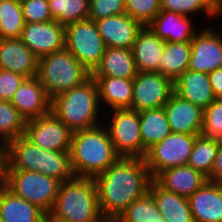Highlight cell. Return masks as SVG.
Returning <instances> with one entry per match:
<instances>
[{
  "mask_svg": "<svg viewBox=\"0 0 222 222\" xmlns=\"http://www.w3.org/2000/svg\"><path fill=\"white\" fill-rule=\"evenodd\" d=\"M205 137L219 138L222 134V99L216 98L203 110L202 133Z\"/></svg>",
  "mask_w": 222,
  "mask_h": 222,
  "instance_id": "37",
  "label": "cell"
},
{
  "mask_svg": "<svg viewBox=\"0 0 222 222\" xmlns=\"http://www.w3.org/2000/svg\"><path fill=\"white\" fill-rule=\"evenodd\" d=\"M165 41L161 40L148 26L138 32L132 52L137 72H159Z\"/></svg>",
  "mask_w": 222,
  "mask_h": 222,
  "instance_id": "21",
  "label": "cell"
},
{
  "mask_svg": "<svg viewBox=\"0 0 222 222\" xmlns=\"http://www.w3.org/2000/svg\"><path fill=\"white\" fill-rule=\"evenodd\" d=\"M167 120L173 133L200 135L203 126V109L173 93L164 105Z\"/></svg>",
  "mask_w": 222,
  "mask_h": 222,
  "instance_id": "17",
  "label": "cell"
},
{
  "mask_svg": "<svg viewBox=\"0 0 222 222\" xmlns=\"http://www.w3.org/2000/svg\"><path fill=\"white\" fill-rule=\"evenodd\" d=\"M190 55L191 41L165 42L161 55V74L174 82L188 69Z\"/></svg>",
  "mask_w": 222,
  "mask_h": 222,
  "instance_id": "29",
  "label": "cell"
},
{
  "mask_svg": "<svg viewBox=\"0 0 222 222\" xmlns=\"http://www.w3.org/2000/svg\"><path fill=\"white\" fill-rule=\"evenodd\" d=\"M142 146L148 150L172 131L164 107L139 112Z\"/></svg>",
  "mask_w": 222,
  "mask_h": 222,
  "instance_id": "28",
  "label": "cell"
},
{
  "mask_svg": "<svg viewBox=\"0 0 222 222\" xmlns=\"http://www.w3.org/2000/svg\"><path fill=\"white\" fill-rule=\"evenodd\" d=\"M209 4L219 17L222 16V0H209Z\"/></svg>",
  "mask_w": 222,
  "mask_h": 222,
  "instance_id": "44",
  "label": "cell"
},
{
  "mask_svg": "<svg viewBox=\"0 0 222 222\" xmlns=\"http://www.w3.org/2000/svg\"><path fill=\"white\" fill-rule=\"evenodd\" d=\"M208 77L215 97L222 99V68L210 72Z\"/></svg>",
  "mask_w": 222,
  "mask_h": 222,
  "instance_id": "41",
  "label": "cell"
},
{
  "mask_svg": "<svg viewBox=\"0 0 222 222\" xmlns=\"http://www.w3.org/2000/svg\"><path fill=\"white\" fill-rule=\"evenodd\" d=\"M52 19L61 25H68L88 19L89 0H48Z\"/></svg>",
  "mask_w": 222,
  "mask_h": 222,
  "instance_id": "32",
  "label": "cell"
},
{
  "mask_svg": "<svg viewBox=\"0 0 222 222\" xmlns=\"http://www.w3.org/2000/svg\"><path fill=\"white\" fill-rule=\"evenodd\" d=\"M174 93L173 81L159 72H137L133 78L131 109L143 111L164 107Z\"/></svg>",
  "mask_w": 222,
  "mask_h": 222,
  "instance_id": "11",
  "label": "cell"
},
{
  "mask_svg": "<svg viewBox=\"0 0 222 222\" xmlns=\"http://www.w3.org/2000/svg\"><path fill=\"white\" fill-rule=\"evenodd\" d=\"M114 222H165V219L148 192L135 200Z\"/></svg>",
  "mask_w": 222,
  "mask_h": 222,
  "instance_id": "33",
  "label": "cell"
},
{
  "mask_svg": "<svg viewBox=\"0 0 222 222\" xmlns=\"http://www.w3.org/2000/svg\"><path fill=\"white\" fill-rule=\"evenodd\" d=\"M100 107L97 83L92 76L51 99V112L72 132L103 124L101 116L105 111L102 113Z\"/></svg>",
  "mask_w": 222,
  "mask_h": 222,
  "instance_id": "3",
  "label": "cell"
},
{
  "mask_svg": "<svg viewBox=\"0 0 222 222\" xmlns=\"http://www.w3.org/2000/svg\"><path fill=\"white\" fill-rule=\"evenodd\" d=\"M161 10L173 11L184 16L192 17L194 14L204 12L207 18H218L219 16L213 11L209 0H161Z\"/></svg>",
  "mask_w": 222,
  "mask_h": 222,
  "instance_id": "35",
  "label": "cell"
},
{
  "mask_svg": "<svg viewBox=\"0 0 222 222\" xmlns=\"http://www.w3.org/2000/svg\"><path fill=\"white\" fill-rule=\"evenodd\" d=\"M25 79L26 77L19 73L0 69V101L11 102Z\"/></svg>",
  "mask_w": 222,
  "mask_h": 222,
  "instance_id": "40",
  "label": "cell"
},
{
  "mask_svg": "<svg viewBox=\"0 0 222 222\" xmlns=\"http://www.w3.org/2000/svg\"><path fill=\"white\" fill-rule=\"evenodd\" d=\"M3 148L7 170L37 171L56 178L61 183L74 176L70 165V151L42 149L24 135L8 141Z\"/></svg>",
  "mask_w": 222,
  "mask_h": 222,
  "instance_id": "4",
  "label": "cell"
},
{
  "mask_svg": "<svg viewBox=\"0 0 222 222\" xmlns=\"http://www.w3.org/2000/svg\"><path fill=\"white\" fill-rule=\"evenodd\" d=\"M91 73L64 47L38 60L37 77L52 99L82 84Z\"/></svg>",
  "mask_w": 222,
  "mask_h": 222,
  "instance_id": "6",
  "label": "cell"
},
{
  "mask_svg": "<svg viewBox=\"0 0 222 222\" xmlns=\"http://www.w3.org/2000/svg\"><path fill=\"white\" fill-rule=\"evenodd\" d=\"M218 142H219V144L222 145V134L219 136V138H218Z\"/></svg>",
  "mask_w": 222,
  "mask_h": 222,
  "instance_id": "46",
  "label": "cell"
},
{
  "mask_svg": "<svg viewBox=\"0 0 222 222\" xmlns=\"http://www.w3.org/2000/svg\"><path fill=\"white\" fill-rule=\"evenodd\" d=\"M93 78L97 83L101 107H108V110L124 108L131 109L133 95V79L116 77Z\"/></svg>",
  "mask_w": 222,
  "mask_h": 222,
  "instance_id": "27",
  "label": "cell"
},
{
  "mask_svg": "<svg viewBox=\"0 0 222 222\" xmlns=\"http://www.w3.org/2000/svg\"><path fill=\"white\" fill-rule=\"evenodd\" d=\"M25 23L48 22L53 20L48 0H20Z\"/></svg>",
  "mask_w": 222,
  "mask_h": 222,
  "instance_id": "39",
  "label": "cell"
},
{
  "mask_svg": "<svg viewBox=\"0 0 222 222\" xmlns=\"http://www.w3.org/2000/svg\"><path fill=\"white\" fill-rule=\"evenodd\" d=\"M119 158L104 124L72 133L70 165L74 176L94 178Z\"/></svg>",
  "mask_w": 222,
  "mask_h": 222,
  "instance_id": "2",
  "label": "cell"
},
{
  "mask_svg": "<svg viewBox=\"0 0 222 222\" xmlns=\"http://www.w3.org/2000/svg\"><path fill=\"white\" fill-rule=\"evenodd\" d=\"M219 147L217 138L197 135L188 166L201 172L211 182V170Z\"/></svg>",
  "mask_w": 222,
  "mask_h": 222,
  "instance_id": "30",
  "label": "cell"
},
{
  "mask_svg": "<svg viewBox=\"0 0 222 222\" xmlns=\"http://www.w3.org/2000/svg\"><path fill=\"white\" fill-rule=\"evenodd\" d=\"M7 162L3 146L0 147V192L6 187Z\"/></svg>",
  "mask_w": 222,
  "mask_h": 222,
  "instance_id": "43",
  "label": "cell"
},
{
  "mask_svg": "<svg viewBox=\"0 0 222 222\" xmlns=\"http://www.w3.org/2000/svg\"><path fill=\"white\" fill-rule=\"evenodd\" d=\"M46 213L5 187L0 192V220L5 222H45Z\"/></svg>",
  "mask_w": 222,
  "mask_h": 222,
  "instance_id": "26",
  "label": "cell"
},
{
  "mask_svg": "<svg viewBox=\"0 0 222 222\" xmlns=\"http://www.w3.org/2000/svg\"><path fill=\"white\" fill-rule=\"evenodd\" d=\"M72 131L52 112L27 120L24 136L45 150L70 151Z\"/></svg>",
  "mask_w": 222,
  "mask_h": 222,
  "instance_id": "12",
  "label": "cell"
},
{
  "mask_svg": "<svg viewBox=\"0 0 222 222\" xmlns=\"http://www.w3.org/2000/svg\"><path fill=\"white\" fill-rule=\"evenodd\" d=\"M26 122L11 102L0 101V146L24 135Z\"/></svg>",
  "mask_w": 222,
  "mask_h": 222,
  "instance_id": "34",
  "label": "cell"
},
{
  "mask_svg": "<svg viewBox=\"0 0 222 222\" xmlns=\"http://www.w3.org/2000/svg\"><path fill=\"white\" fill-rule=\"evenodd\" d=\"M24 25L20 0H0V39L20 38Z\"/></svg>",
  "mask_w": 222,
  "mask_h": 222,
  "instance_id": "31",
  "label": "cell"
},
{
  "mask_svg": "<svg viewBox=\"0 0 222 222\" xmlns=\"http://www.w3.org/2000/svg\"><path fill=\"white\" fill-rule=\"evenodd\" d=\"M191 19L173 11L160 10L147 26L165 42H186L198 31Z\"/></svg>",
  "mask_w": 222,
  "mask_h": 222,
  "instance_id": "20",
  "label": "cell"
},
{
  "mask_svg": "<svg viewBox=\"0 0 222 222\" xmlns=\"http://www.w3.org/2000/svg\"><path fill=\"white\" fill-rule=\"evenodd\" d=\"M149 193L165 222H194L188 198L162 188L154 179L150 184Z\"/></svg>",
  "mask_w": 222,
  "mask_h": 222,
  "instance_id": "24",
  "label": "cell"
},
{
  "mask_svg": "<svg viewBox=\"0 0 222 222\" xmlns=\"http://www.w3.org/2000/svg\"><path fill=\"white\" fill-rule=\"evenodd\" d=\"M154 180L162 188L186 198L208 181L206 176L188 165L165 169Z\"/></svg>",
  "mask_w": 222,
  "mask_h": 222,
  "instance_id": "23",
  "label": "cell"
},
{
  "mask_svg": "<svg viewBox=\"0 0 222 222\" xmlns=\"http://www.w3.org/2000/svg\"><path fill=\"white\" fill-rule=\"evenodd\" d=\"M61 182L37 171L7 170L6 187L49 214Z\"/></svg>",
  "mask_w": 222,
  "mask_h": 222,
  "instance_id": "7",
  "label": "cell"
},
{
  "mask_svg": "<svg viewBox=\"0 0 222 222\" xmlns=\"http://www.w3.org/2000/svg\"><path fill=\"white\" fill-rule=\"evenodd\" d=\"M11 103L26 121L51 112V98L37 76L26 78L23 81Z\"/></svg>",
  "mask_w": 222,
  "mask_h": 222,
  "instance_id": "15",
  "label": "cell"
},
{
  "mask_svg": "<svg viewBox=\"0 0 222 222\" xmlns=\"http://www.w3.org/2000/svg\"><path fill=\"white\" fill-rule=\"evenodd\" d=\"M64 47L90 72L100 64L106 45L96 22L80 20L65 26Z\"/></svg>",
  "mask_w": 222,
  "mask_h": 222,
  "instance_id": "8",
  "label": "cell"
},
{
  "mask_svg": "<svg viewBox=\"0 0 222 222\" xmlns=\"http://www.w3.org/2000/svg\"><path fill=\"white\" fill-rule=\"evenodd\" d=\"M125 13V0H89L88 19L97 21Z\"/></svg>",
  "mask_w": 222,
  "mask_h": 222,
  "instance_id": "38",
  "label": "cell"
},
{
  "mask_svg": "<svg viewBox=\"0 0 222 222\" xmlns=\"http://www.w3.org/2000/svg\"><path fill=\"white\" fill-rule=\"evenodd\" d=\"M65 26L55 20L25 23L20 39L40 58L64 48Z\"/></svg>",
  "mask_w": 222,
  "mask_h": 222,
  "instance_id": "14",
  "label": "cell"
},
{
  "mask_svg": "<svg viewBox=\"0 0 222 222\" xmlns=\"http://www.w3.org/2000/svg\"><path fill=\"white\" fill-rule=\"evenodd\" d=\"M188 201L194 222H222V183L207 181Z\"/></svg>",
  "mask_w": 222,
  "mask_h": 222,
  "instance_id": "19",
  "label": "cell"
},
{
  "mask_svg": "<svg viewBox=\"0 0 222 222\" xmlns=\"http://www.w3.org/2000/svg\"><path fill=\"white\" fill-rule=\"evenodd\" d=\"M211 182L222 183V145L219 144L214 165L211 170Z\"/></svg>",
  "mask_w": 222,
  "mask_h": 222,
  "instance_id": "42",
  "label": "cell"
},
{
  "mask_svg": "<svg viewBox=\"0 0 222 222\" xmlns=\"http://www.w3.org/2000/svg\"><path fill=\"white\" fill-rule=\"evenodd\" d=\"M173 87L176 95L203 110L216 99L207 73L187 69L173 82Z\"/></svg>",
  "mask_w": 222,
  "mask_h": 222,
  "instance_id": "22",
  "label": "cell"
},
{
  "mask_svg": "<svg viewBox=\"0 0 222 222\" xmlns=\"http://www.w3.org/2000/svg\"><path fill=\"white\" fill-rule=\"evenodd\" d=\"M136 74L132 49L107 47L91 76L133 79Z\"/></svg>",
  "mask_w": 222,
  "mask_h": 222,
  "instance_id": "25",
  "label": "cell"
},
{
  "mask_svg": "<svg viewBox=\"0 0 222 222\" xmlns=\"http://www.w3.org/2000/svg\"><path fill=\"white\" fill-rule=\"evenodd\" d=\"M38 60L20 38L0 39V69L26 78L37 76Z\"/></svg>",
  "mask_w": 222,
  "mask_h": 222,
  "instance_id": "18",
  "label": "cell"
},
{
  "mask_svg": "<svg viewBox=\"0 0 222 222\" xmlns=\"http://www.w3.org/2000/svg\"><path fill=\"white\" fill-rule=\"evenodd\" d=\"M197 135L171 132L147 150L145 162L154 179L165 169L186 166Z\"/></svg>",
  "mask_w": 222,
  "mask_h": 222,
  "instance_id": "10",
  "label": "cell"
},
{
  "mask_svg": "<svg viewBox=\"0 0 222 222\" xmlns=\"http://www.w3.org/2000/svg\"><path fill=\"white\" fill-rule=\"evenodd\" d=\"M205 26L191 40V55L188 69L195 72H210L222 68V34Z\"/></svg>",
  "mask_w": 222,
  "mask_h": 222,
  "instance_id": "13",
  "label": "cell"
},
{
  "mask_svg": "<svg viewBox=\"0 0 222 222\" xmlns=\"http://www.w3.org/2000/svg\"><path fill=\"white\" fill-rule=\"evenodd\" d=\"M93 180L101 216L114 222L135 200L149 192L153 178L145 159L120 157Z\"/></svg>",
  "mask_w": 222,
  "mask_h": 222,
  "instance_id": "1",
  "label": "cell"
},
{
  "mask_svg": "<svg viewBox=\"0 0 222 222\" xmlns=\"http://www.w3.org/2000/svg\"><path fill=\"white\" fill-rule=\"evenodd\" d=\"M46 217L68 222H107L100 213L95 181L80 176L60 184L54 206Z\"/></svg>",
  "mask_w": 222,
  "mask_h": 222,
  "instance_id": "5",
  "label": "cell"
},
{
  "mask_svg": "<svg viewBox=\"0 0 222 222\" xmlns=\"http://www.w3.org/2000/svg\"><path fill=\"white\" fill-rule=\"evenodd\" d=\"M103 122L120 157L145 158L147 150L142 146L139 112L130 108L113 109ZM112 115L111 116H109ZM111 117V118H110ZM109 124V125H108Z\"/></svg>",
  "mask_w": 222,
  "mask_h": 222,
  "instance_id": "9",
  "label": "cell"
},
{
  "mask_svg": "<svg viewBox=\"0 0 222 222\" xmlns=\"http://www.w3.org/2000/svg\"><path fill=\"white\" fill-rule=\"evenodd\" d=\"M45 222H68V221L60 220L55 217H46Z\"/></svg>",
  "mask_w": 222,
  "mask_h": 222,
  "instance_id": "45",
  "label": "cell"
},
{
  "mask_svg": "<svg viewBox=\"0 0 222 222\" xmlns=\"http://www.w3.org/2000/svg\"><path fill=\"white\" fill-rule=\"evenodd\" d=\"M106 47L132 49L143 25L128 14H117L95 21Z\"/></svg>",
  "mask_w": 222,
  "mask_h": 222,
  "instance_id": "16",
  "label": "cell"
},
{
  "mask_svg": "<svg viewBox=\"0 0 222 222\" xmlns=\"http://www.w3.org/2000/svg\"><path fill=\"white\" fill-rule=\"evenodd\" d=\"M161 0H125V13L147 26L161 10Z\"/></svg>",
  "mask_w": 222,
  "mask_h": 222,
  "instance_id": "36",
  "label": "cell"
}]
</instances>
